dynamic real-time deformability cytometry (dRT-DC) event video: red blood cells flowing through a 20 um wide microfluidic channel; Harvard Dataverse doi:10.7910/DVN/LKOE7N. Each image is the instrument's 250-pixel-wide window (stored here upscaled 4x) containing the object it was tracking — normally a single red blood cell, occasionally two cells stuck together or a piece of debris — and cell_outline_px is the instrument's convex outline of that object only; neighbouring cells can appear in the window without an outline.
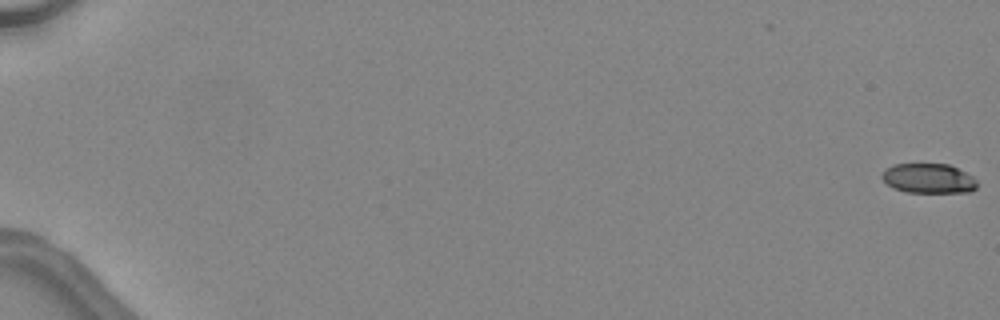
{"species": "common noctule bat (a hibernating species)", "species_latin": "Nyctalus noctula", "temperature_condition": "warm", "stored_images_in_passage": 49, "camera_frame_rate_fps": 3000, "um_per_image_px": 0.085, "animal": {"sex": "female", "body_mass_g": 24.6, "forearm_length_mm": 56.2}, "frame": {"image": 1, "passage_image": 1, "time_ms": 0.0, "image_size_px": [1000, 320], "cell_outline_px": [[976, 188], [968, 192], [908, 192], [892, 188], [880, 176], [892, 164], [948, 164], [972, 176], [976, 180]], "centroid_in_image_um": [78.91, 15.17], "position_along_channel_um": 6.1, "area_um2": 16.24}}
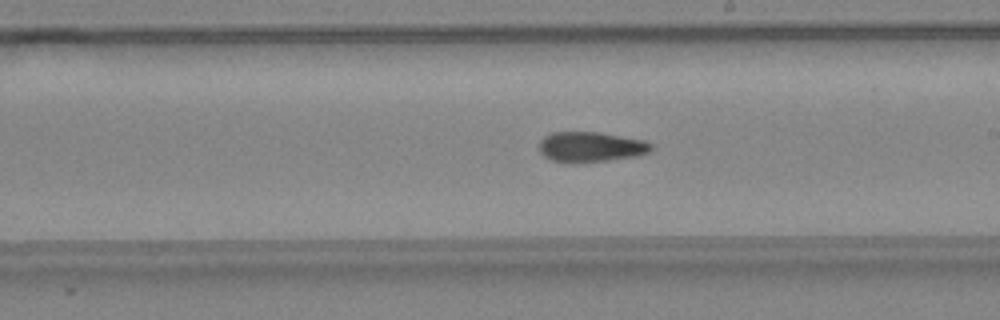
{"frame": {"image": 2, "passage_image": 31, "time_ms": 10.0, "image_size_px": [1000, 320], "cell_outline_px": [[652, 148], [648, 152], [636, 156], [608, 160], [568, 164], [552, 160], [544, 156], [540, 152], [540, 140], [544, 136], [552, 132], [600, 132], [644, 140], [652, 144]], "centroid_in_image_um": [50.18, 12.49], "position_along_channel_um": 238.8, "area_um2": 19.83}}
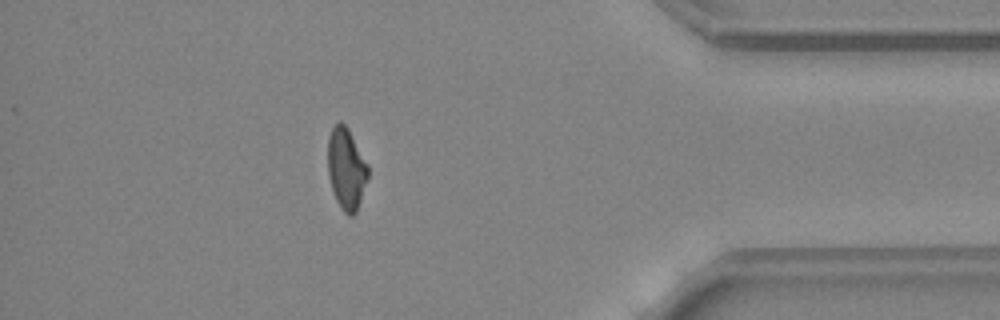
{"frame": {"image": 3, "passage_image": 44, "time_ms": 14.333, "image_size_px": [1000, 320], "cell_outline_px": [[368, 176], [356, 212], [352, 216], [348, 216], [340, 208], [336, 200], [328, 176], [328, 136], [332, 128], [340, 120], [348, 128], [368, 164]], "centroid_in_image_um": [29.42, 14.33], "position_along_channel_um": 405.8, "area_um2": 19.02}, "authors_computed_cell_mechanics": {"area_um2": 19.3052, "velocity_mm_per_s": 4.5655, "shape_relaxation_time_tau1_ms": null, "shape_relaxation_time_tau2_ms": 2.6665, "deformation_change_tau1": null, "deformation_change_tau2": 0.1086}}